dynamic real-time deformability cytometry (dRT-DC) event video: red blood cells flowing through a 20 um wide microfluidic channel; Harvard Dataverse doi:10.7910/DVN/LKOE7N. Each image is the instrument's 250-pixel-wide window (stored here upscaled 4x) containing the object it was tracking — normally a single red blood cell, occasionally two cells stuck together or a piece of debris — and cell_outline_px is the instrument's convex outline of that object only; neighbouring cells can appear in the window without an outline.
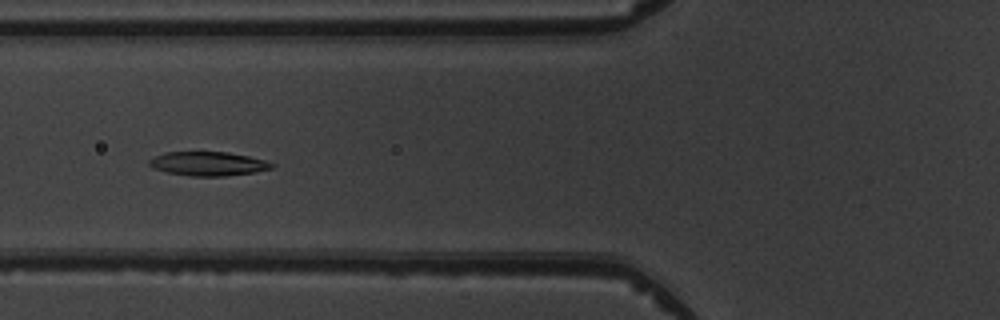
{"species": "common noctule bat (a hibernating species)", "species_latin": "Nyctalus noctula", "temperature_condition": "warm", "stored_images_in_passage": 8, "camera_frame_rate_fps": 3000, "um_per_image_px": 0.085, "animal": {"sex": "male", "body_mass_g": 19.5, "forearm_length_mm": 54.6}, "frame": {"image": 1, "passage_image": 6, "time_ms": 5.667, "image_size_px": [1000, 320], "cell_outline_px": [[276, 164], [272, 168], [256, 172], [224, 176], [188, 176], [168, 172], [152, 168], [148, 164], [148, 160], [164, 152], [228, 152], [248, 156], [264, 160]], "centroid_in_image_um": [17.68, 13.92], "position_along_channel_um": 108.1, "area_um2": 17.17}}
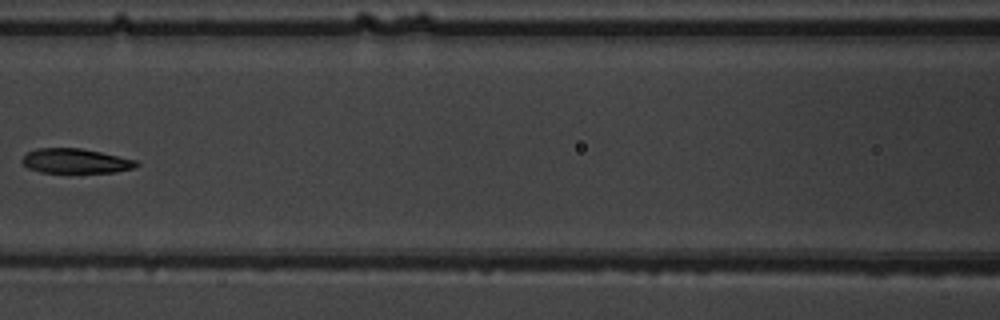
{"frame": {"image": 2, "passage_image": 7, "time_ms": 7.0, "image_size_px": [1000, 320], "cell_outline_px": [[140, 164], [132, 168], [112, 172], [40, 172], [28, 168], [20, 160], [28, 152], [36, 148], [80, 148], [100, 152], [136, 160]], "centroid_in_image_um": [6.39, 13.67], "position_along_channel_um": 160.2, "area_um2": 16.18}}
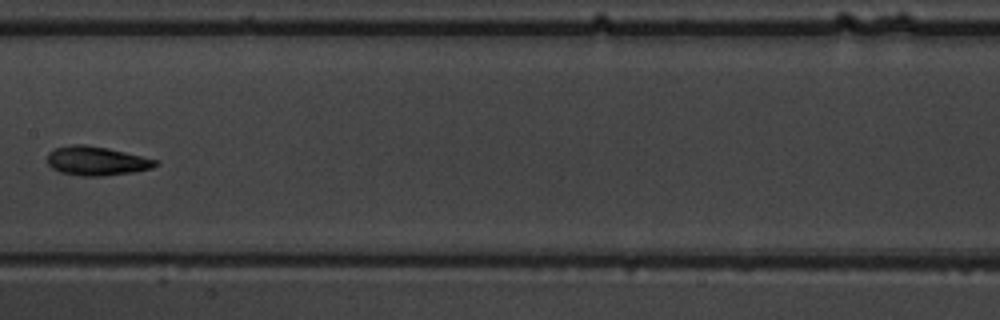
{"frame": {"image": 3, "passage_image": 8, "time_ms": 8.0, "image_size_px": [1000, 320], "cell_outline_px": [[160, 164], [152, 168], [132, 172], [104, 176], [80, 176], [60, 172], [52, 168], [48, 164], [48, 152], [56, 148], [72, 144], [84, 144], [108, 148], [160, 160]], "centroid_in_image_um": [8.23, 13.68], "position_along_channel_um": 199.2, "area_um2": 18.44}}